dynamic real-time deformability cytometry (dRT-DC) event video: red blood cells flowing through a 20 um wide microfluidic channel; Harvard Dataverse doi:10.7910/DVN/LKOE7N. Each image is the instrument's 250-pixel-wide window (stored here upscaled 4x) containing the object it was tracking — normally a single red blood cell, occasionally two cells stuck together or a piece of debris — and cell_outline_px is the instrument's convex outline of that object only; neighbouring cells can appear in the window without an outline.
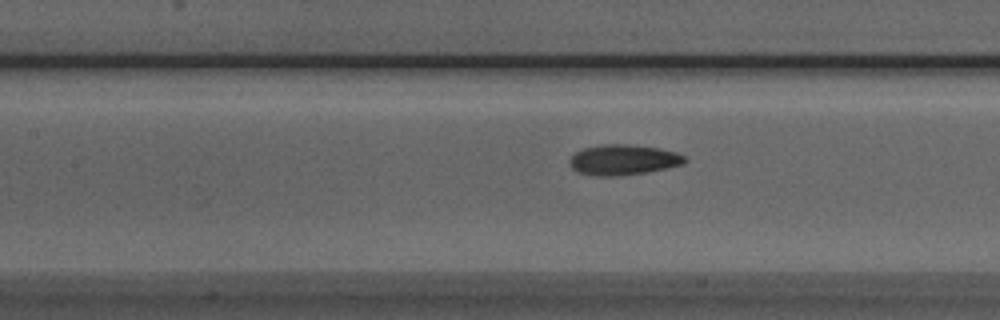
{"species": "Egyptian fruit bat (a non-hibernating species)", "species_latin": "Rousettus aegyptiacus", "temperature_condition": "room temperature", "stored_images_in_passage": 36, "camera_frame_rate_fps": 3000, "um_per_image_px": 0.085, "animal": {"sex": "male"}, "frame": {"image": 1, "passage_image": 11, "time_ms": 3.333, "image_size_px": [1000, 320], "cell_outline_px": [[688, 160], [684, 164], [668, 168], [644, 172], [616, 176], [596, 176], [576, 172], [568, 164], [568, 160], [576, 152], [584, 148], [604, 144], [628, 144], [656, 148], [676, 152], [684, 156]], "centroid_in_image_um": [52.96, 13.59], "position_along_channel_um": 154.4, "area_um2": 20.4}}
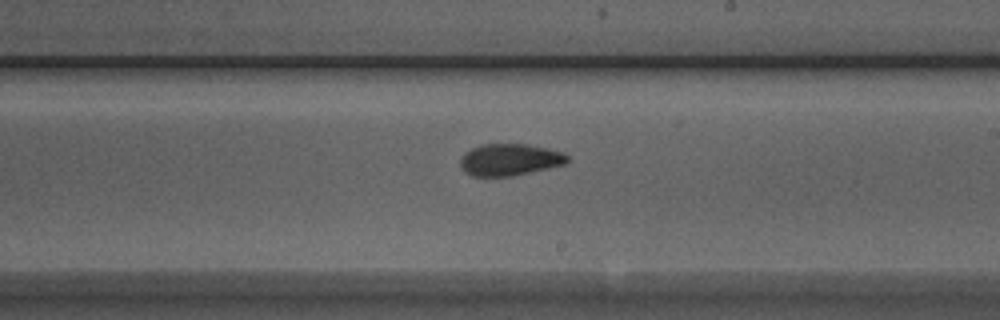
{"frame": {"image": 2, "passage_image": 18, "time_ms": 5.667, "image_size_px": [1000, 320], "cell_outline_px": [[568, 160], [564, 164], [548, 168], [512, 176], [472, 176], [464, 172], [460, 168], [460, 156], [464, 152], [480, 144], [528, 144], [548, 148], [564, 152], [568, 156]], "centroid_in_image_um": [43.28, 13.56], "position_along_channel_um": 245.7, "area_um2": 20.06}}
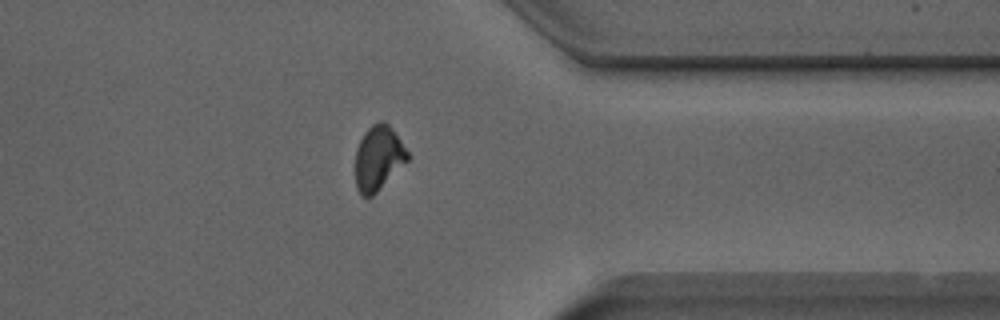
{"frame": {"image": 3, "passage_image": 29, "time_ms": 9.333, "image_size_px": [1000, 320], "cell_outline_px": [[408, 160], [372, 196], [360, 196], [356, 188], [356, 148], [364, 132], [372, 124], [380, 120], [384, 120], [392, 128], [408, 152]], "centroid_in_image_um": [32.14, 13.41], "position_along_channel_um": 379.3, "area_um2": 19.48}}